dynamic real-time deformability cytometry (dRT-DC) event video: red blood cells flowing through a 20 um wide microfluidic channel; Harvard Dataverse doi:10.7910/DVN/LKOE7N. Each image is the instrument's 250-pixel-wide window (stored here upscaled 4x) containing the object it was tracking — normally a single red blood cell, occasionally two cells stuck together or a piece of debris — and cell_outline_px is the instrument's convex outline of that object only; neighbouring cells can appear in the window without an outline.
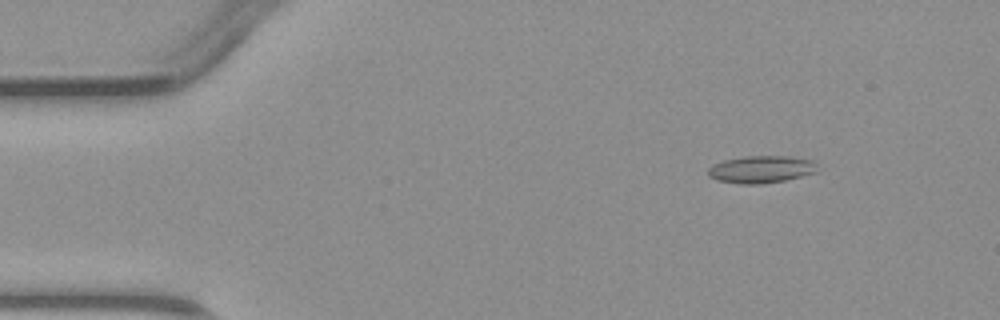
{"species": "common noctule bat (a hibernating species)", "species_latin": "Nyctalus noctula", "temperature_condition": "warm", "stored_images_in_passage": 3, "camera_frame_rate_fps": 3000, "um_per_image_px": 0.085, "animal": {"sex": "male", "body_mass_g": 23.1, "forearm_length_mm": 52.7}, "frame": {"image": 1, "passage_image": 1, "time_ms": 0.0, "image_size_px": [1000, 320], "cell_outline_px": [[816, 172], [784, 180], [760, 184], [740, 184], [720, 180], [708, 176], [708, 168], [724, 160], [744, 156], [788, 156], [816, 160]], "centroid_in_image_um": [64.72, 14.38], "position_along_channel_um": 20.3, "area_um2": 17.22}}